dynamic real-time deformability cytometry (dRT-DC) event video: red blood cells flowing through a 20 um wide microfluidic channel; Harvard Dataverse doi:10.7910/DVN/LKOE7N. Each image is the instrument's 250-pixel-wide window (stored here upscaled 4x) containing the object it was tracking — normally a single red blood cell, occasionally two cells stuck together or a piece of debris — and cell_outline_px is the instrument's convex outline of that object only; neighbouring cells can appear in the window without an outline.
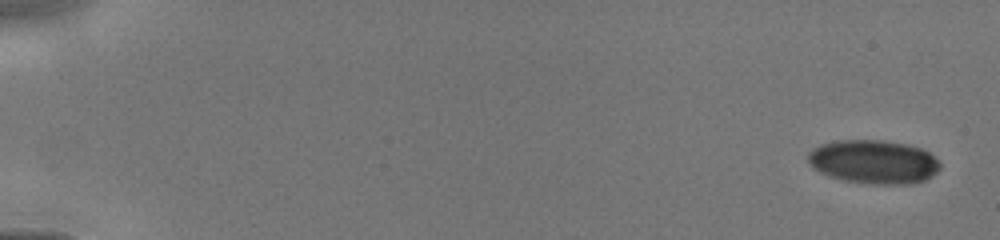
{"species": "human", "species_latin": "Homo sapiens", "temperature_condition": "cold", "stored_images_in_passage": 16, "camera_frame_rate_fps": 3000, "um_per_image_px": 0.085, "donor": {"sex": "male"}, "frame": {"image": 1, "passage_image": 1, "time_ms": 0.0, "image_size_px": [1000, 240], "cell_outline_px": [[940, 168], [932, 176], [924, 180], [912, 184], [872, 184], [844, 180], [828, 176], [812, 168], [808, 160], [808, 152], [812, 148], [820, 144], [836, 140], [884, 140], [904, 144], [920, 148], [928, 152], [940, 164]], "centroid_in_image_um": [74.22, 13.75], "position_along_channel_um": 10.8, "area_um2": 33.7}}
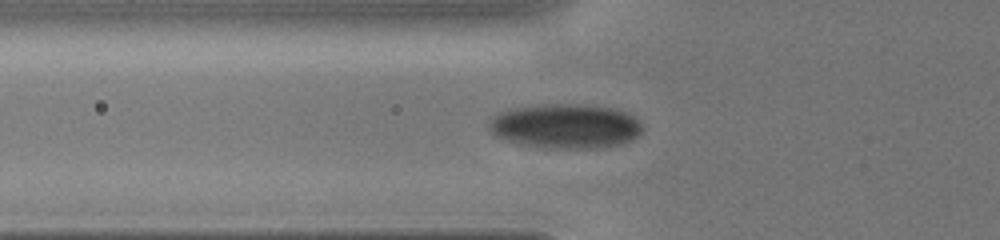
{"frame": {"image": 2, "passage_image": 10, "time_ms": 5.333, "image_size_px": [1000, 240], "cell_outline_px": [[644, 128], [640, 136], [624, 144], [604, 148], [564, 148], [524, 144], [504, 140], [496, 136], [488, 128], [488, 124], [496, 112], [512, 108], [540, 104], [584, 104], [616, 108], [628, 112], [640, 120], [644, 124]], "centroid_in_image_um": [48.15, 10.7], "position_along_channel_um": 77.6, "area_um2": 40.52}}
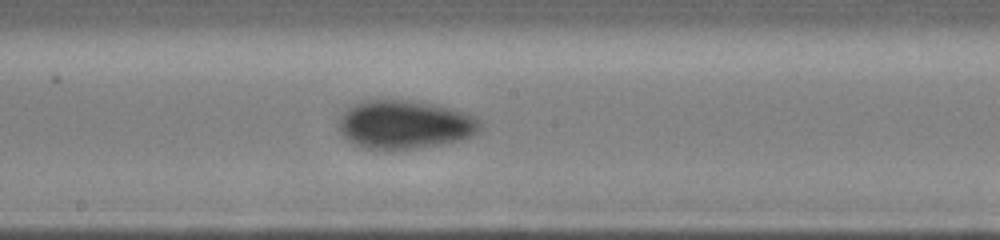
{"frame": {"image": 3, "passage_image": 16, "time_ms": 8.333, "image_size_px": [1000, 240], "cell_outline_px": [[484, 124], [480, 132], [472, 136], [460, 140], [420, 148], [392, 152], [364, 148], [352, 144], [340, 132], [340, 116], [348, 108], [364, 100], [412, 100], [452, 108], [476, 116]], "centroid_in_image_um": [34.45, 10.62], "position_along_channel_um": 213.8, "area_um2": 40.75}}